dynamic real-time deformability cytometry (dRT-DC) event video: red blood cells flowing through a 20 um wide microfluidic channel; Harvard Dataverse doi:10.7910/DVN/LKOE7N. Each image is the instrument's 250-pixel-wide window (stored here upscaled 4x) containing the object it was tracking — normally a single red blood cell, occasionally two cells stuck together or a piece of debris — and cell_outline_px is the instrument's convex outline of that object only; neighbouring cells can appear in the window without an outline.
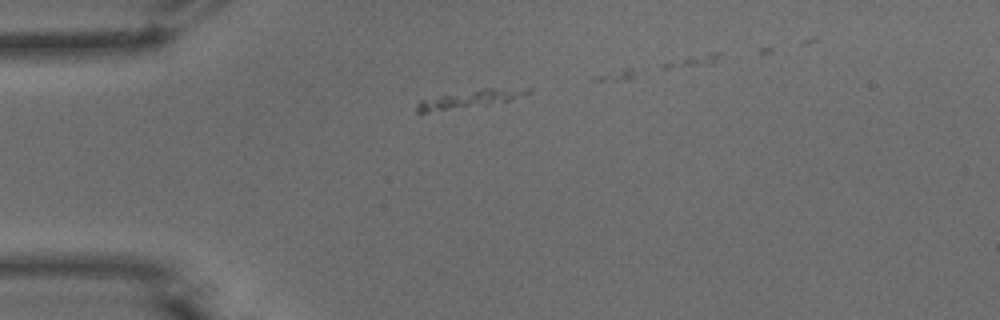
{"species": "common noctule bat (a hibernating species)", "species_latin": "Nyctalus noctula", "temperature_condition": "warm", "stored_images_in_passage": 15, "camera_frame_rate_fps": 3000, "um_per_image_px": 0.085, "animal": {"sex": "male", "body_mass_g": 15.6}, "frame": {"image": 1, "passage_image": 3, "time_ms": 0.667, "image_size_px": [1000, 320], "cell_outline_px": [[532, 92], [508, 100], [488, 104], [428, 112], [416, 112], [416, 104], [420, 100], [440, 96], [484, 88], [532, 88]], "centroid_in_image_um": [39.95, 8.4], "position_along_channel_um": 45.0, "area_um2": 11.04}}